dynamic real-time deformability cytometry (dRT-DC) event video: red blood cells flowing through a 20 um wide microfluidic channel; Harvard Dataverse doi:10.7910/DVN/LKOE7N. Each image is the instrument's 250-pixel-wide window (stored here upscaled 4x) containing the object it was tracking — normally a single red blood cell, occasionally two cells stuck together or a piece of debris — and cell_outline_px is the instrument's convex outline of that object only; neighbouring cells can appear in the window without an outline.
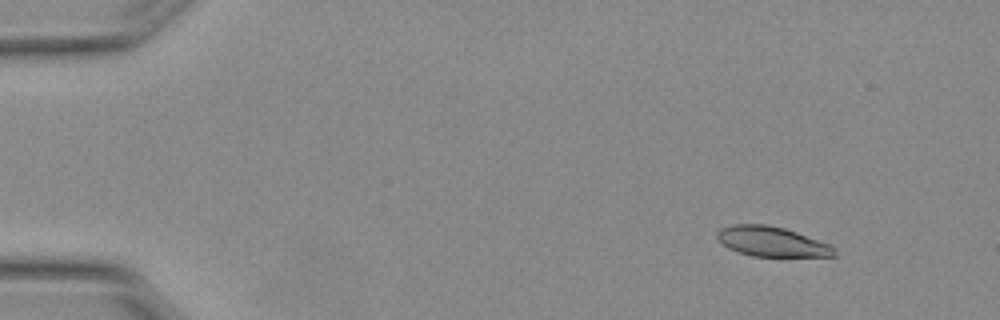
{"species": "Egyptian fruit bat (a non-hibernating species)", "species_latin": "Rousettus aegyptiacus", "temperature_condition": "warm", "stored_images_in_passage": 3, "camera_frame_rate_fps": 3000, "um_per_image_px": 0.085, "animal": {"sex": "female"}, "frame": {"image": 1, "passage_image": 1, "time_ms": 0.0, "image_size_px": [1000, 320], "cell_outline_px": [[836, 256], [752, 256], [728, 248], [716, 236], [716, 232], [720, 228], [732, 224], [764, 224], [784, 228], [832, 244], [836, 252]], "centroid_in_image_um": [65.61, 20.53], "position_along_channel_um": 19.4, "area_um2": 20.35}}